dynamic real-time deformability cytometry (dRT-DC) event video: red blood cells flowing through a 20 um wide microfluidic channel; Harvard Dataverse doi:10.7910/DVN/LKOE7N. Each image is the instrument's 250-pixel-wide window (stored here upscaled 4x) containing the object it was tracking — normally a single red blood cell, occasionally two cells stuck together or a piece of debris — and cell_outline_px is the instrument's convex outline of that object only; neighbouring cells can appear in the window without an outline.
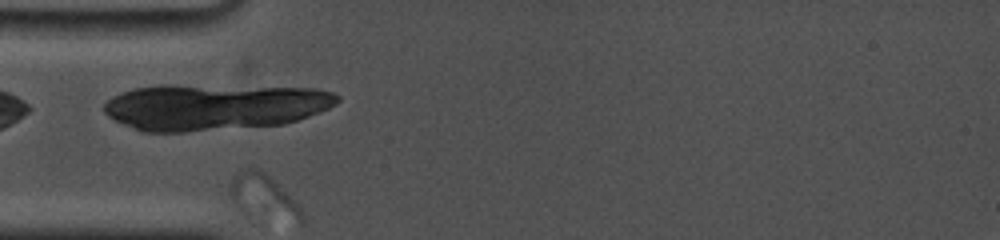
{"species": "common noctule bat (a hibernating species)", "species_latin": "Nyctalus noctula", "temperature_condition": "cold", "stored_images_in_passage": 4, "camera_frame_rate_fps": 5000, "um_per_image_px": 0.085, "animal": {"sex": "female", "body_mass_g": 19.0, "forearm_length_mm": 53.3}, "frame": {"image": 1, "passage_image": 1, "time_ms": 0.0, "image_size_px": [1000, 240], "cell_outline_px": [[304, 224], [300, 224], [232, 196], [232, 184], [236, 176], [252, 172], [264, 172], [300, 208], [304, 216]], "centroid_in_image_um": [22.61, 16.64], "position_along_channel_um": 62.4, "area_um2": 13.87}}